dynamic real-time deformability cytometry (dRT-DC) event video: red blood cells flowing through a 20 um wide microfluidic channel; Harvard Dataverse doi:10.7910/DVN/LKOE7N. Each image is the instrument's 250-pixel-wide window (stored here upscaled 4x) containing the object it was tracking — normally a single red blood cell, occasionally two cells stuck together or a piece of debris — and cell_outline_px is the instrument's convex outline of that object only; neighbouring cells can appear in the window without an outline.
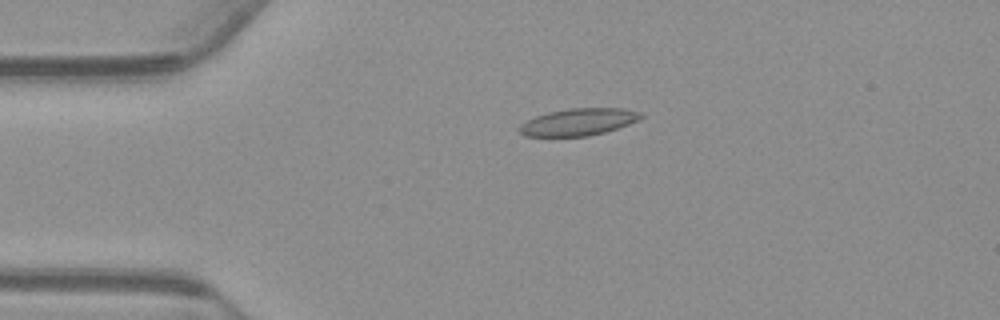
{"species": "common noctule bat (a hibernating species)", "species_latin": "Nyctalus noctula", "temperature_condition": "warm", "stored_images_in_passage": 44, "camera_frame_rate_fps": 3000, "um_per_image_px": 0.085, "animal": {"sex": "male", "body_mass_g": 23.1, "forearm_length_mm": 52.7}, "frame": {"image": 1, "passage_image": 1, "time_ms": 0.0, "image_size_px": [1000, 320], "cell_outline_px": [[644, 116], [628, 124], [604, 132], [588, 136], [524, 136], [516, 128], [520, 124], [536, 116], [548, 112], [568, 108], [624, 108], [640, 112]], "centroid_in_image_um": [49.13, 10.36], "position_along_channel_um": 35.9, "area_um2": 19.07}}
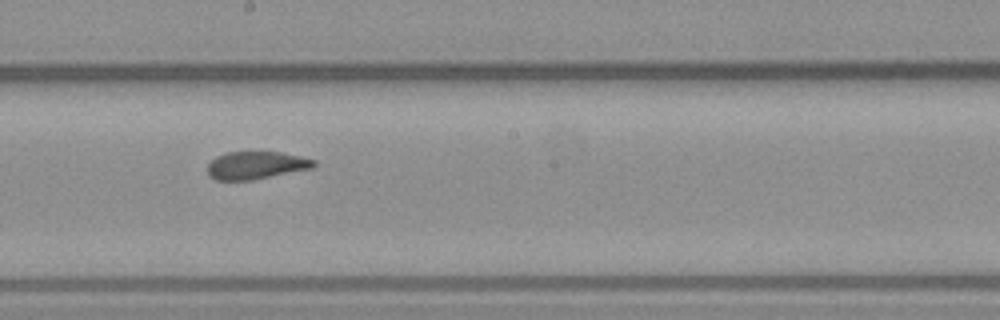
{"frame": {"image": 2, "passage_image": 19, "time_ms": 6.0, "image_size_px": [1000, 320], "cell_outline_px": [[316, 164], [312, 168], [252, 180], [216, 180], [208, 176], [208, 164], [216, 156], [224, 152], [280, 152], [300, 156], [316, 160]], "centroid_in_image_um": [21.74, 14.04], "position_along_channel_um": 226.5, "area_um2": 17.17}}
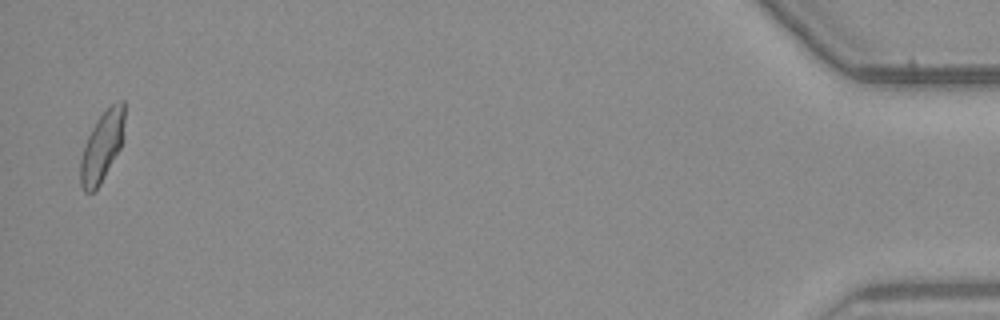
{"frame": {"image": 3, "passage_image": 43, "time_ms": 14.0, "image_size_px": [1000, 320], "cell_outline_px": [[124, 140], [120, 148], [100, 184], [92, 192], [84, 192], [80, 184], [80, 160], [88, 136], [96, 120], [104, 108], [120, 100], [124, 100]], "centroid_in_image_um": [8.69, 12.41], "position_along_channel_um": 426.5, "area_um2": 18.09}, "authors_computed_cell_mechanics": {"area_um2": 18.2359, "velocity_mm_per_s": 3.7397, "shape_relaxation_time_tau1_ms": null, "shape_relaxation_time_tau2_ms": 1.2614, "deformation_change_tau1": null, "deformation_change_tau2": 0.0612}}